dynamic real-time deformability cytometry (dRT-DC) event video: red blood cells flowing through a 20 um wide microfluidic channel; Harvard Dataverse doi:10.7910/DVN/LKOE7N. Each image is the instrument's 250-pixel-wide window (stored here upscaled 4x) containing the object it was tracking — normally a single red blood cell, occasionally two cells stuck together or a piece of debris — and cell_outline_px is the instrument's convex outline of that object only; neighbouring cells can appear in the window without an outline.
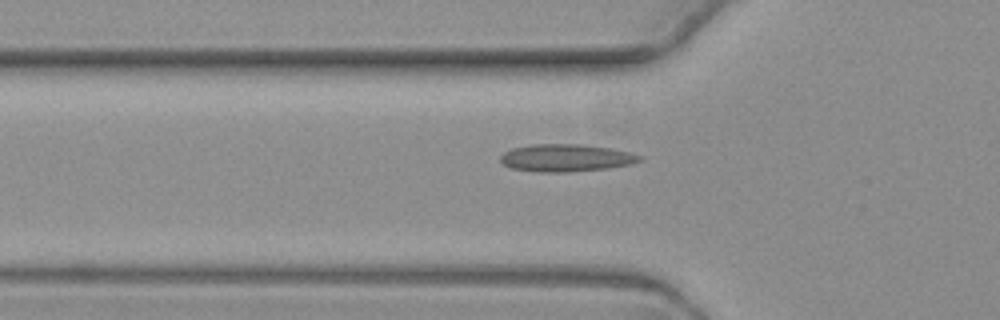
{"species": "common noctule bat (a hibernating species)", "species_latin": "Nyctalus noctula", "temperature_condition": "warm", "stored_images_in_passage": 7, "segment_of_instrument_passage": [2, 2], "camera_frame_rate_fps": 3000, "um_per_image_px": 0.085, "animal": {"sex": "female", "body_mass_g": 19.3, "forearm_length_mm": 54.1}, "frame": {"image": 1, "passage_image": 7, "time_ms": 7.0, "image_size_px": [1000, 320], "cell_outline_px": [[644, 156], [640, 160], [632, 164], [608, 168], [568, 172], [536, 172], [512, 168], [504, 164], [500, 160], [500, 156], [504, 152], [512, 148], [532, 144], [580, 144], [612, 148]], "centroid_in_image_um": [48.11, 13.42], "position_along_channel_um": 77.7, "area_um2": 22.31}}